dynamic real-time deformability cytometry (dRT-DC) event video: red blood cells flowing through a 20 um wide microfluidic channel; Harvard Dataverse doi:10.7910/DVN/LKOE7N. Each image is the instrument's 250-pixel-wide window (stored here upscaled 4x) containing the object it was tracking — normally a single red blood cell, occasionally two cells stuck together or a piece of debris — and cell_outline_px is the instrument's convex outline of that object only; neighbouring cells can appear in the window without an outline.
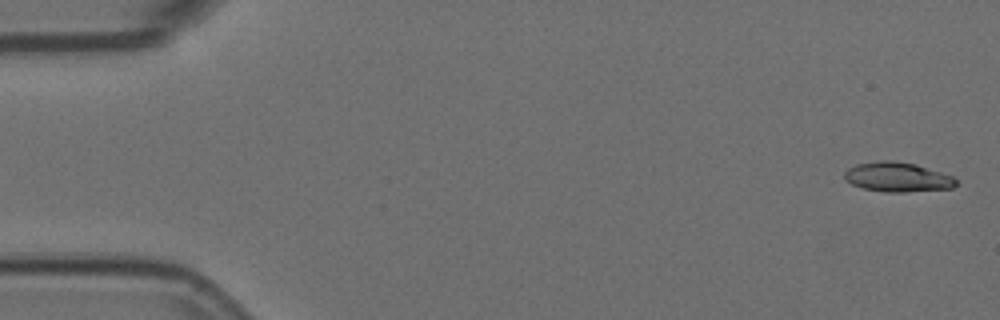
{"species": "Egyptian fruit bat (a non-hibernating species)", "species_latin": "Rousettus aegyptiacus", "temperature_condition": "room temperature", "stored_images_in_passage": 5, "camera_frame_rate_fps": 3000, "um_per_image_px": 0.085, "animal": {"sex": "female"}, "frame": {"image": 1, "passage_image": 1, "time_ms": 0.0, "image_size_px": [1000, 320], "cell_outline_px": [[956, 184], [952, 188], [904, 192], [884, 192], [864, 188], [852, 184], [844, 176], [844, 172], [848, 168], [856, 164], [880, 160], [892, 160], [916, 164], [952, 176], [956, 180]], "centroid_in_image_um": [76.27, 15.04], "position_along_channel_um": 8.7, "area_um2": 19.07}}
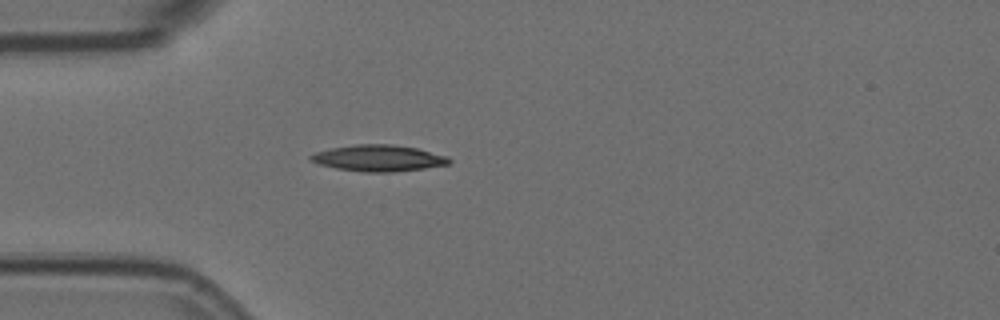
{"frame": {"image": 2, "passage_image": 5, "time_ms": 1.333, "image_size_px": [1000, 320], "cell_outline_px": [[452, 160], [448, 164], [424, 168], [396, 172], [364, 172], [336, 168], [320, 164], [308, 160], [308, 156], [316, 152], [332, 148], [356, 144], [392, 144], [416, 148], [448, 156]], "centroid_in_image_um": [32.17, 13.44], "position_along_channel_um": 52.8, "area_um2": 21.21}}